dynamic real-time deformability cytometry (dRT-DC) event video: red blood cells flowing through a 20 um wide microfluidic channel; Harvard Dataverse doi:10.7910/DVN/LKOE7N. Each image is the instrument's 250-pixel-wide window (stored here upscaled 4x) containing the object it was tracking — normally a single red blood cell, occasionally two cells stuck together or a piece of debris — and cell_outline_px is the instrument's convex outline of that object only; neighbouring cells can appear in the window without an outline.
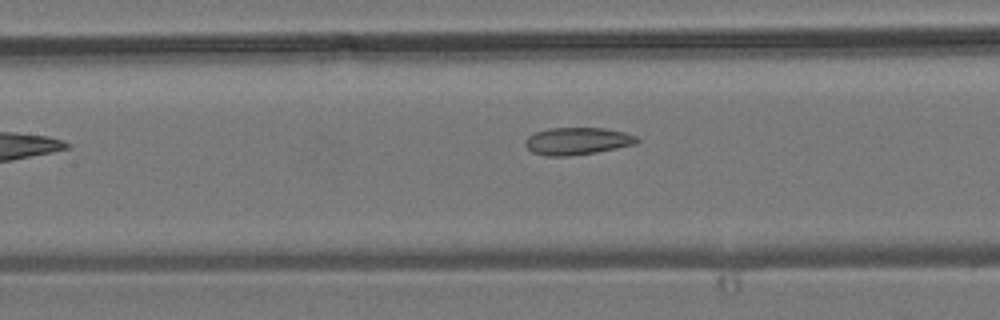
{"species": "common noctule bat (a hibernating species)", "species_latin": "Nyctalus noctula", "temperature_condition": "room temperature", "stored_images_in_passage": 7, "camera_frame_rate_fps": 3000, "um_per_image_px": 0.085, "animal": {"sex": "male", "body_mass_g": 19.2, "forearm_length_mm": 51.8}, "frame": {"image": 1, "passage_image": 6, "time_ms": 7.0, "image_size_px": [1000, 320], "cell_outline_px": [[640, 140], [636, 144], [596, 152], [568, 156], [544, 156], [532, 152], [524, 144], [524, 140], [528, 136], [536, 132], [548, 128], [604, 128], [624, 132], [636, 136]], "centroid_in_image_um": [49.05, 11.99], "position_along_channel_um": 158.4, "area_um2": 17.8}}
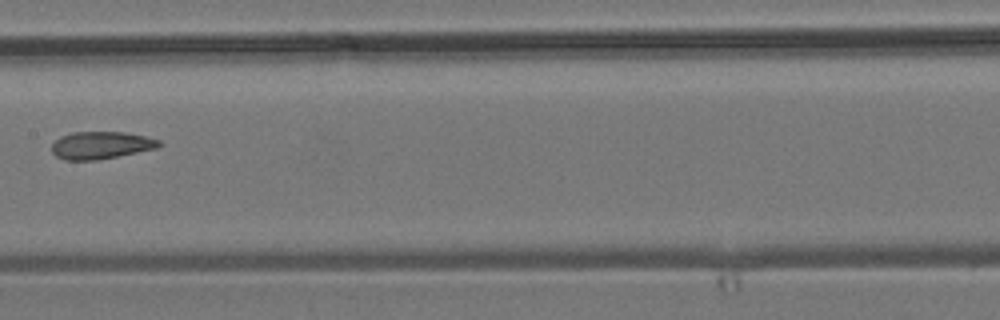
{"frame": {"image": 2, "passage_image": 7, "time_ms": 8.0, "image_size_px": [1000, 320], "cell_outline_px": [[164, 144], [156, 148], [96, 160], [64, 160], [56, 156], [52, 152], [52, 144], [60, 136], [72, 132], [124, 132], [144, 136], [160, 140]], "centroid_in_image_um": [8.57, 12.34], "position_along_channel_um": 198.8, "area_um2": 17.05}}